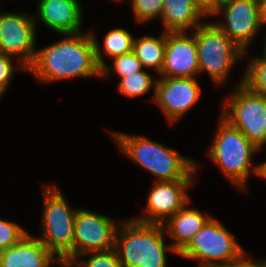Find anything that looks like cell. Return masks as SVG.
<instances>
[{"mask_svg": "<svg viewBox=\"0 0 266 267\" xmlns=\"http://www.w3.org/2000/svg\"><path fill=\"white\" fill-rule=\"evenodd\" d=\"M64 36L66 37L59 42L36 50L27 71L43 82L76 77H101L91 31Z\"/></svg>", "mask_w": 266, "mask_h": 267, "instance_id": "1", "label": "cell"}, {"mask_svg": "<svg viewBox=\"0 0 266 267\" xmlns=\"http://www.w3.org/2000/svg\"><path fill=\"white\" fill-rule=\"evenodd\" d=\"M120 151L156 177L155 181L194 180L200 165L145 136L110 132Z\"/></svg>", "mask_w": 266, "mask_h": 267, "instance_id": "2", "label": "cell"}, {"mask_svg": "<svg viewBox=\"0 0 266 267\" xmlns=\"http://www.w3.org/2000/svg\"><path fill=\"white\" fill-rule=\"evenodd\" d=\"M163 224L142 223L134 220L119 221L115 234L116 253L122 267H166L167 251L177 254L166 245Z\"/></svg>", "mask_w": 266, "mask_h": 267, "instance_id": "3", "label": "cell"}, {"mask_svg": "<svg viewBox=\"0 0 266 267\" xmlns=\"http://www.w3.org/2000/svg\"><path fill=\"white\" fill-rule=\"evenodd\" d=\"M219 120L213 143L207 151L208 157L219 166L225 177L237 189L246 190L250 172L253 171L260 177L261 164L253 167L251 164L253 156L260 149L221 116Z\"/></svg>", "mask_w": 266, "mask_h": 267, "instance_id": "4", "label": "cell"}, {"mask_svg": "<svg viewBox=\"0 0 266 267\" xmlns=\"http://www.w3.org/2000/svg\"><path fill=\"white\" fill-rule=\"evenodd\" d=\"M43 187V236L38 239L58 259L73 262L74 221L78 208H70L56 185L47 184Z\"/></svg>", "mask_w": 266, "mask_h": 267, "instance_id": "5", "label": "cell"}, {"mask_svg": "<svg viewBox=\"0 0 266 267\" xmlns=\"http://www.w3.org/2000/svg\"><path fill=\"white\" fill-rule=\"evenodd\" d=\"M199 72H207L217 85L224 84L237 60L244 56L238 47L216 24L201 23L195 30Z\"/></svg>", "mask_w": 266, "mask_h": 267, "instance_id": "6", "label": "cell"}, {"mask_svg": "<svg viewBox=\"0 0 266 267\" xmlns=\"http://www.w3.org/2000/svg\"><path fill=\"white\" fill-rule=\"evenodd\" d=\"M241 80L228 96L226 104L222 105L220 115L261 149L266 144V97L246 85L244 78Z\"/></svg>", "mask_w": 266, "mask_h": 267, "instance_id": "7", "label": "cell"}, {"mask_svg": "<svg viewBox=\"0 0 266 267\" xmlns=\"http://www.w3.org/2000/svg\"><path fill=\"white\" fill-rule=\"evenodd\" d=\"M244 253L234 235L212 217L179 256L199 260L200 267H217L238 260Z\"/></svg>", "mask_w": 266, "mask_h": 267, "instance_id": "8", "label": "cell"}, {"mask_svg": "<svg viewBox=\"0 0 266 267\" xmlns=\"http://www.w3.org/2000/svg\"><path fill=\"white\" fill-rule=\"evenodd\" d=\"M1 11V10H0ZM36 23L25 13L0 12V53L17 57L28 67L36 54Z\"/></svg>", "mask_w": 266, "mask_h": 267, "instance_id": "9", "label": "cell"}, {"mask_svg": "<svg viewBox=\"0 0 266 267\" xmlns=\"http://www.w3.org/2000/svg\"><path fill=\"white\" fill-rule=\"evenodd\" d=\"M117 228L118 223L110 217L78 209L74 221L73 261L87 252L114 249Z\"/></svg>", "mask_w": 266, "mask_h": 267, "instance_id": "10", "label": "cell"}, {"mask_svg": "<svg viewBox=\"0 0 266 267\" xmlns=\"http://www.w3.org/2000/svg\"><path fill=\"white\" fill-rule=\"evenodd\" d=\"M225 20L215 24L238 46L246 51L254 36L260 31V0H232L219 6L215 15Z\"/></svg>", "mask_w": 266, "mask_h": 267, "instance_id": "11", "label": "cell"}, {"mask_svg": "<svg viewBox=\"0 0 266 267\" xmlns=\"http://www.w3.org/2000/svg\"><path fill=\"white\" fill-rule=\"evenodd\" d=\"M195 180L155 181L148 193L145 214L133 217L142 223L164 224L191 201L187 190Z\"/></svg>", "mask_w": 266, "mask_h": 267, "instance_id": "12", "label": "cell"}, {"mask_svg": "<svg viewBox=\"0 0 266 267\" xmlns=\"http://www.w3.org/2000/svg\"><path fill=\"white\" fill-rule=\"evenodd\" d=\"M201 92L197 78L159 77L153 101L173 124L196 104Z\"/></svg>", "mask_w": 266, "mask_h": 267, "instance_id": "13", "label": "cell"}, {"mask_svg": "<svg viewBox=\"0 0 266 267\" xmlns=\"http://www.w3.org/2000/svg\"><path fill=\"white\" fill-rule=\"evenodd\" d=\"M199 73L195 35L187 32H166L163 68L159 75L169 78H196Z\"/></svg>", "mask_w": 266, "mask_h": 267, "instance_id": "14", "label": "cell"}, {"mask_svg": "<svg viewBox=\"0 0 266 267\" xmlns=\"http://www.w3.org/2000/svg\"><path fill=\"white\" fill-rule=\"evenodd\" d=\"M79 0H38L36 15L33 18L42 21L55 32L64 35L82 31L83 15Z\"/></svg>", "mask_w": 266, "mask_h": 267, "instance_id": "15", "label": "cell"}, {"mask_svg": "<svg viewBox=\"0 0 266 267\" xmlns=\"http://www.w3.org/2000/svg\"><path fill=\"white\" fill-rule=\"evenodd\" d=\"M57 260L41 240L29 233L17 244L0 252V267H50Z\"/></svg>", "mask_w": 266, "mask_h": 267, "instance_id": "16", "label": "cell"}, {"mask_svg": "<svg viewBox=\"0 0 266 267\" xmlns=\"http://www.w3.org/2000/svg\"><path fill=\"white\" fill-rule=\"evenodd\" d=\"M186 204L164 224L166 234L173 238L171 244L179 255L192 241L193 237L212 218L209 214H203L196 209L187 208Z\"/></svg>", "mask_w": 266, "mask_h": 267, "instance_id": "17", "label": "cell"}, {"mask_svg": "<svg viewBox=\"0 0 266 267\" xmlns=\"http://www.w3.org/2000/svg\"><path fill=\"white\" fill-rule=\"evenodd\" d=\"M204 16L191 0H165L161 13L164 32H188L202 23Z\"/></svg>", "mask_w": 266, "mask_h": 267, "instance_id": "18", "label": "cell"}, {"mask_svg": "<svg viewBox=\"0 0 266 267\" xmlns=\"http://www.w3.org/2000/svg\"><path fill=\"white\" fill-rule=\"evenodd\" d=\"M166 32L158 37L144 36L134 38L132 51L141 62L143 68H154L160 74L165 57Z\"/></svg>", "mask_w": 266, "mask_h": 267, "instance_id": "19", "label": "cell"}, {"mask_svg": "<svg viewBox=\"0 0 266 267\" xmlns=\"http://www.w3.org/2000/svg\"><path fill=\"white\" fill-rule=\"evenodd\" d=\"M91 33L95 44L96 60L100 68L106 64L104 57L114 58L132 51L134 37L123 28H116L107 32L104 37L103 50L94 36V32L91 31Z\"/></svg>", "mask_w": 266, "mask_h": 267, "instance_id": "20", "label": "cell"}, {"mask_svg": "<svg viewBox=\"0 0 266 267\" xmlns=\"http://www.w3.org/2000/svg\"><path fill=\"white\" fill-rule=\"evenodd\" d=\"M156 81L150 73L142 70L121 78L117 85V91L126 97L135 98L146 94L151 88H154L153 98H155Z\"/></svg>", "mask_w": 266, "mask_h": 267, "instance_id": "21", "label": "cell"}, {"mask_svg": "<svg viewBox=\"0 0 266 267\" xmlns=\"http://www.w3.org/2000/svg\"><path fill=\"white\" fill-rule=\"evenodd\" d=\"M244 83L253 91L266 97V49H263V56L254 57L242 76Z\"/></svg>", "mask_w": 266, "mask_h": 267, "instance_id": "22", "label": "cell"}, {"mask_svg": "<svg viewBox=\"0 0 266 267\" xmlns=\"http://www.w3.org/2000/svg\"><path fill=\"white\" fill-rule=\"evenodd\" d=\"M113 59V66H109L105 64L101 68V78L107 79L110 78V74L116 72L121 78H125L134 74L136 72H140L143 70V66L141 62L138 60L137 56L133 53V51L124 53L120 56H116Z\"/></svg>", "mask_w": 266, "mask_h": 267, "instance_id": "23", "label": "cell"}, {"mask_svg": "<svg viewBox=\"0 0 266 267\" xmlns=\"http://www.w3.org/2000/svg\"><path fill=\"white\" fill-rule=\"evenodd\" d=\"M91 255L86 260L81 257ZM74 267H122L115 249L108 251L87 252L75 259Z\"/></svg>", "mask_w": 266, "mask_h": 267, "instance_id": "24", "label": "cell"}, {"mask_svg": "<svg viewBox=\"0 0 266 267\" xmlns=\"http://www.w3.org/2000/svg\"><path fill=\"white\" fill-rule=\"evenodd\" d=\"M165 0H131L136 22L143 23L161 17Z\"/></svg>", "mask_w": 266, "mask_h": 267, "instance_id": "25", "label": "cell"}, {"mask_svg": "<svg viewBox=\"0 0 266 267\" xmlns=\"http://www.w3.org/2000/svg\"><path fill=\"white\" fill-rule=\"evenodd\" d=\"M27 234L16 222L0 219V252L17 244Z\"/></svg>", "mask_w": 266, "mask_h": 267, "instance_id": "26", "label": "cell"}, {"mask_svg": "<svg viewBox=\"0 0 266 267\" xmlns=\"http://www.w3.org/2000/svg\"><path fill=\"white\" fill-rule=\"evenodd\" d=\"M13 57L14 56L12 55L0 53V88L4 92H6L15 70L17 71L20 68V70L27 71V67L23 64H19L18 67H14L12 61L14 59Z\"/></svg>", "mask_w": 266, "mask_h": 267, "instance_id": "27", "label": "cell"}, {"mask_svg": "<svg viewBox=\"0 0 266 267\" xmlns=\"http://www.w3.org/2000/svg\"><path fill=\"white\" fill-rule=\"evenodd\" d=\"M245 252L238 260L217 267H266V259H250Z\"/></svg>", "mask_w": 266, "mask_h": 267, "instance_id": "28", "label": "cell"}, {"mask_svg": "<svg viewBox=\"0 0 266 267\" xmlns=\"http://www.w3.org/2000/svg\"><path fill=\"white\" fill-rule=\"evenodd\" d=\"M193 5L200 11V13L206 16H214L219 9L218 0H191Z\"/></svg>", "mask_w": 266, "mask_h": 267, "instance_id": "29", "label": "cell"}, {"mask_svg": "<svg viewBox=\"0 0 266 267\" xmlns=\"http://www.w3.org/2000/svg\"><path fill=\"white\" fill-rule=\"evenodd\" d=\"M266 23V0H260V24L261 27Z\"/></svg>", "mask_w": 266, "mask_h": 267, "instance_id": "30", "label": "cell"}, {"mask_svg": "<svg viewBox=\"0 0 266 267\" xmlns=\"http://www.w3.org/2000/svg\"><path fill=\"white\" fill-rule=\"evenodd\" d=\"M57 263L60 264L61 267H69L72 264V262L66 259H58Z\"/></svg>", "mask_w": 266, "mask_h": 267, "instance_id": "31", "label": "cell"}, {"mask_svg": "<svg viewBox=\"0 0 266 267\" xmlns=\"http://www.w3.org/2000/svg\"><path fill=\"white\" fill-rule=\"evenodd\" d=\"M260 177L266 179V161L261 163V174Z\"/></svg>", "mask_w": 266, "mask_h": 267, "instance_id": "32", "label": "cell"}, {"mask_svg": "<svg viewBox=\"0 0 266 267\" xmlns=\"http://www.w3.org/2000/svg\"><path fill=\"white\" fill-rule=\"evenodd\" d=\"M229 1H232V0H218L219 6Z\"/></svg>", "mask_w": 266, "mask_h": 267, "instance_id": "33", "label": "cell"}, {"mask_svg": "<svg viewBox=\"0 0 266 267\" xmlns=\"http://www.w3.org/2000/svg\"><path fill=\"white\" fill-rule=\"evenodd\" d=\"M3 93L5 92L0 88V98L2 97Z\"/></svg>", "mask_w": 266, "mask_h": 267, "instance_id": "34", "label": "cell"}, {"mask_svg": "<svg viewBox=\"0 0 266 267\" xmlns=\"http://www.w3.org/2000/svg\"><path fill=\"white\" fill-rule=\"evenodd\" d=\"M265 45H264V47L263 48H265L266 49V38H265V43H264Z\"/></svg>", "mask_w": 266, "mask_h": 267, "instance_id": "35", "label": "cell"}]
</instances>
